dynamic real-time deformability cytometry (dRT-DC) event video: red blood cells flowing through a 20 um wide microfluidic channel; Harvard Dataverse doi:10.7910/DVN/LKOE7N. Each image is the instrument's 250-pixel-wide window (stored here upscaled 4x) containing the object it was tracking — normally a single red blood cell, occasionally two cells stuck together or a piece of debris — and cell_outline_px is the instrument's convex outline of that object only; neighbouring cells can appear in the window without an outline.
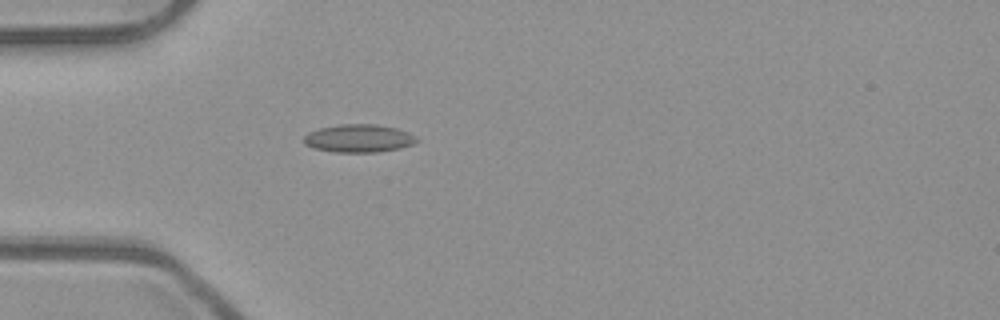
{"species": "common noctule bat (a hibernating species)", "species_latin": "Nyctalus noctula", "temperature_condition": "room temperature", "stored_images_in_passage": 38, "camera_frame_rate_fps": 3000, "um_per_image_px": 0.085, "animal": {"sex": "male", "body_mass_g": 23.1, "forearm_length_mm": 52.7}, "frame": {"image": 1, "passage_image": 1, "time_ms": 0.0, "image_size_px": [1000, 320], "cell_outline_px": [[420, 140], [416, 144], [400, 148], [376, 152], [336, 152], [316, 148], [304, 144], [304, 136], [308, 132], [320, 128], [340, 124], [376, 124], [396, 128], [408, 132], [416, 136]], "centroid_in_image_um": [30.54, 11.75], "position_along_channel_um": 54.5, "area_um2": 18.44}}
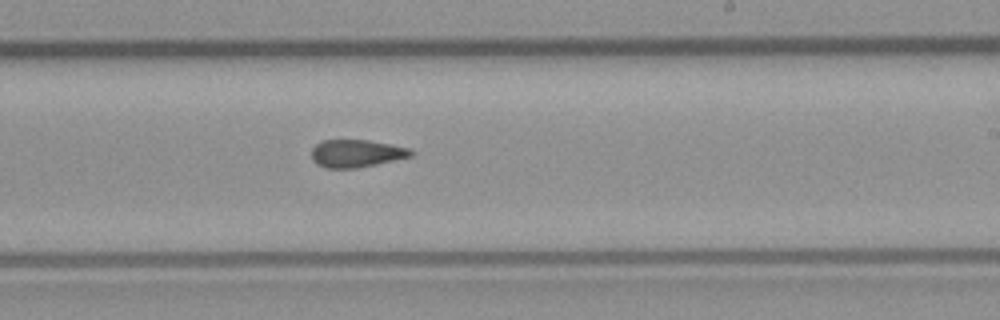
{"frame": {"image": 2, "passage_image": 17, "time_ms": 5.333, "image_size_px": [1000, 320], "cell_outline_px": [[416, 152], [412, 156], [376, 164], [356, 168], [324, 168], [316, 164], [312, 160], [312, 148], [320, 140], [368, 140], [408, 148]], "centroid_in_image_um": [30.26, 13.04], "position_along_channel_um": 258.7, "area_um2": 16.01}}
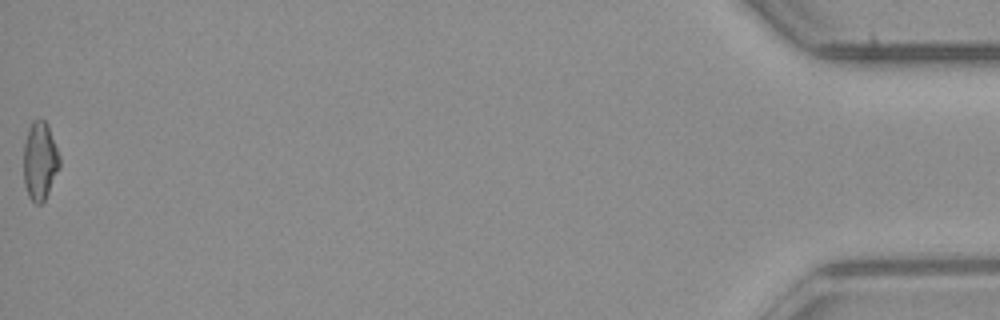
{"frame": {"image": 3, "passage_image": 38, "time_ms": 12.333, "image_size_px": [1000, 320], "cell_outline_px": [[60, 168], [44, 200], [40, 204], [36, 204], [28, 196], [24, 184], [24, 144], [28, 128], [32, 120], [44, 120], [48, 124], [60, 156]], "centroid_in_image_um": [3.4, 13.66], "position_along_channel_um": 431.8, "area_um2": 16.47}, "authors_computed_cell_mechanics": {"area_um2": 16.4441, "velocity_mm_per_s": 3.9581, "shape_relaxation_time_tau1_ms": null, "shape_relaxation_time_tau2_ms": 3.2369, "deformation_change_tau1": null, "deformation_change_tau2": 0.1214}}